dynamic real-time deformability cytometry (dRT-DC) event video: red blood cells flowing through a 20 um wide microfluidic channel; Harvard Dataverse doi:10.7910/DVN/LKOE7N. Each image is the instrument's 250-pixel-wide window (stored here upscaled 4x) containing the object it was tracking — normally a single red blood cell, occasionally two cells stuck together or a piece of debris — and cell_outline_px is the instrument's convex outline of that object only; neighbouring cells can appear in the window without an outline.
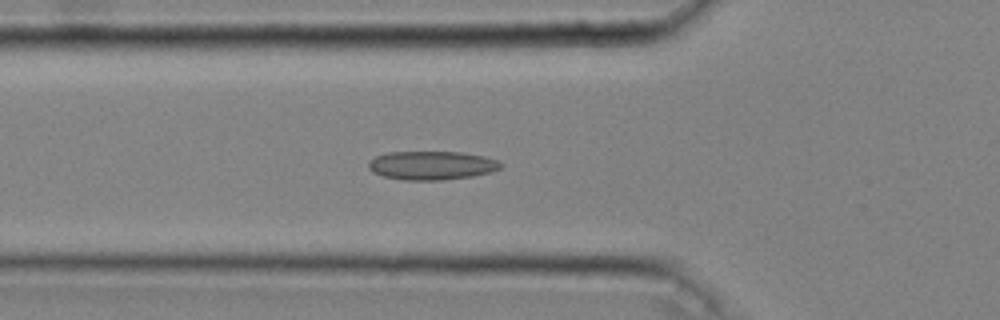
{"species": "common noctule bat (a hibernating species)", "species_latin": "Nyctalus noctula", "temperature_condition": "cold", "stored_images_in_passage": 46, "camera_frame_rate_fps": 3000, "um_per_image_px": 0.085, "animal": {"sex": "male", "body_mass_g": 20.4}, "frame": {"image": 1, "passage_image": 16, "time_ms": 5.0, "image_size_px": [1000, 320], "cell_outline_px": [[504, 164], [500, 168], [492, 172], [472, 176], [444, 180], [404, 180], [384, 176], [372, 172], [368, 168], [368, 160], [376, 156], [388, 152], [460, 152], [484, 156], [496, 160]], "centroid_in_image_um": [36.69, 14.06], "position_along_channel_um": 89.1, "area_um2": 22.2}}
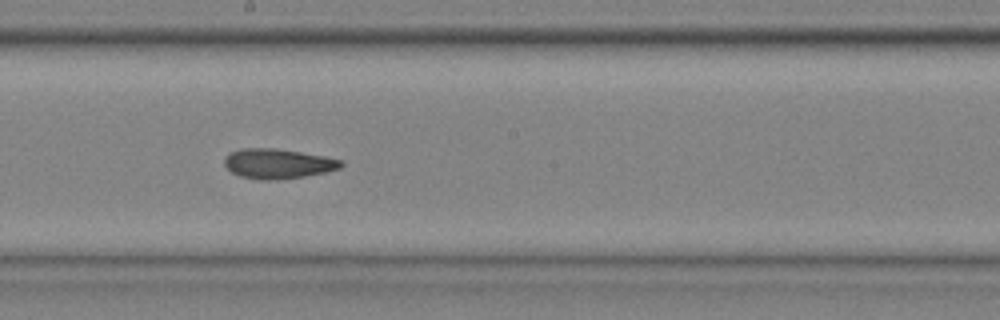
{"frame": {"image": 2, "passage_image": 26, "time_ms": 8.333, "image_size_px": [1000, 320], "cell_outline_px": [[344, 164], [340, 168], [324, 172], [304, 176], [276, 180], [260, 180], [240, 176], [232, 172], [224, 164], [224, 156], [228, 152], [240, 148], [276, 148], [324, 156], [344, 160]], "centroid_in_image_um": [23.59, 13.9], "position_along_channel_um": 224.6, "area_um2": 20.4}}
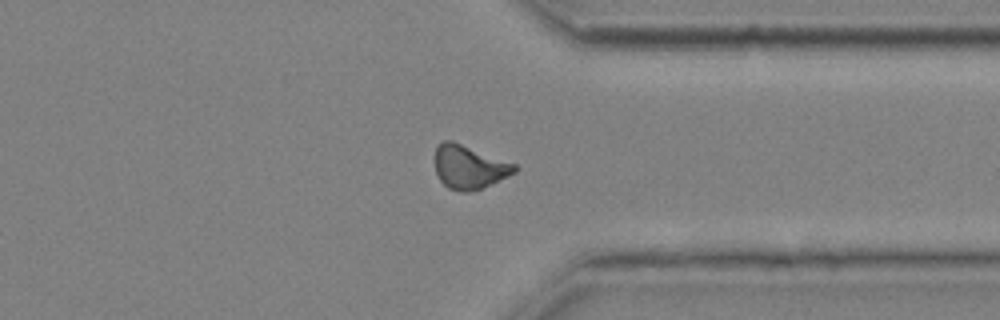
{"frame": {"image": 3, "passage_image": 37, "time_ms": 12.0, "image_size_px": [1000, 320], "cell_outline_px": [[520, 168], [516, 172], [508, 176], [472, 192], [464, 192], [448, 188], [440, 180], [436, 172], [436, 148], [444, 140], [452, 140], [516, 164]], "centroid_in_image_um": [39.9, 14.2], "position_along_channel_um": 371.5, "area_um2": 20.11}, "authors_computed_cell_mechanics": {"area_um2": 20.519, "velocity_mm_per_s": 4.0632, "shape_relaxation_time_tau1_ms": null, "shape_relaxation_time_tau2_ms": 4.2815, "deformation_change_tau1": null, "deformation_change_tau2": 0.1067}}